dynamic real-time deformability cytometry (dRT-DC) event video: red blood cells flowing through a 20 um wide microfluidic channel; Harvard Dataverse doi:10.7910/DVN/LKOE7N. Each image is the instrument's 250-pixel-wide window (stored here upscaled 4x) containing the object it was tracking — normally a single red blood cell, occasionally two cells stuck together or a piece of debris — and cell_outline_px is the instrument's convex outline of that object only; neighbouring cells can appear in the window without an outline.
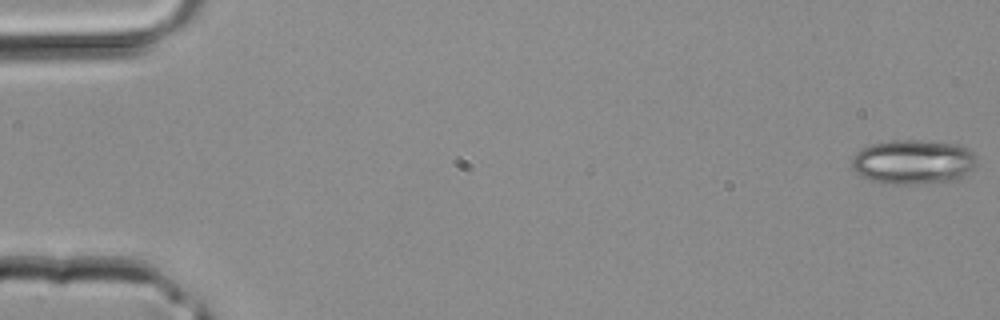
{"species": "common noctule bat (a hibernating species)", "species_latin": "Nyctalus noctula", "temperature_condition": "room temperature", "stored_images_in_passage": 40, "camera_frame_rate_fps": 3000, "um_per_image_px": 0.085, "animal": {"sex": "male", "body_mass_g": 20.4}, "frame": {"image": 1, "passage_image": 1, "time_ms": 0.0, "image_size_px": [1000, 320], "cell_outline_px": [[976, 164], [960, 180], [912, 184], [884, 184], [872, 180], [856, 172], [852, 168], [852, 156], [860, 148], [872, 144], [892, 140], [920, 140], [960, 144], [968, 148], [976, 156]], "centroid_in_image_um": [77.64, 13.76], "position_along_channel_um": 7.4, "area_um2": 32.71}}
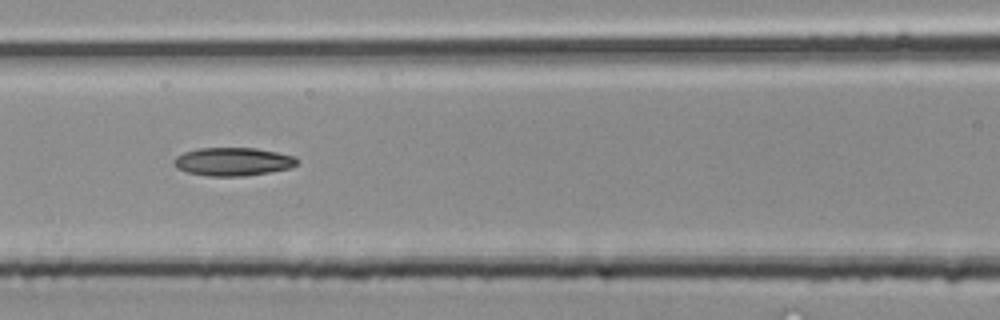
{"frame": {"image": 2, "passage_image": 18, "time_ms": 5.667, "image_size_px": [1000, 320], "cell_outline_px": [[296, 164], [292, 168], [244, 176], [208, 176], [188, 172], [176, 168], [172, 164], [172, 160], [176, 156], [184, 152], [196, 148], [256, 148], [296, 156]], "centroid_in_image_um": [19.76, 13.73], "position_along_channel_um": 146.8, "area_um2": 20.35}}
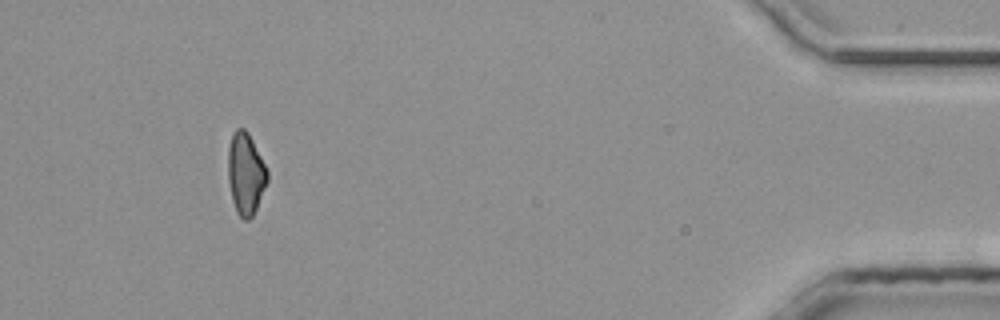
{"frame": {"image": 3, "passage_image": 37, "time_ms": 12.0, "image_size_px": [1000, 320], "cell_outline_px": [[268, 180], [256, 208], [252, 216], [248, 220], [244, 220], [236, 212], [232, 200], [228, 180], [228, 148], [232, 132], [236, 128], [244, 128], [248, 132], [268, 172]], "centroid_in_image_um": [20.86, 14.75], "position_along_channel_um": 414.3, "area_um2": 18.61}}